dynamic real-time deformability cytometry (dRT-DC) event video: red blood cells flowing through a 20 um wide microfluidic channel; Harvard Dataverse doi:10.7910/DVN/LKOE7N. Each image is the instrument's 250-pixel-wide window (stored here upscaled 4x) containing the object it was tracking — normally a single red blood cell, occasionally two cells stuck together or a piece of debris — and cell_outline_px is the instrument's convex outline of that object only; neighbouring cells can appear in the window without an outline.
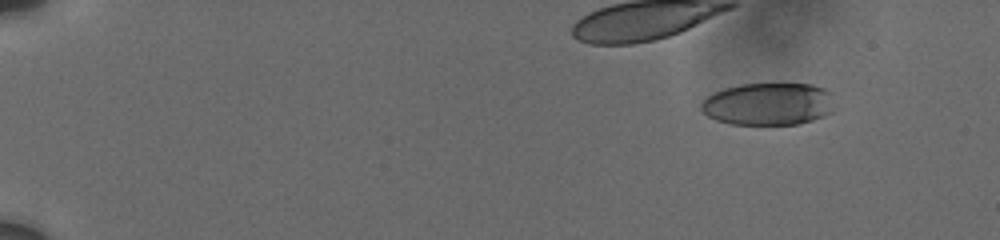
{"species": "human", "species_latin": "Homo sapiens", "temperature_condition": "cold", "stored_images_in_passage": 68, "camera_frame_rate_fps": 3000, "um_per_image_px": 0.085, "donor": {"sex": "male"}, "frame": {"image": 1, "passage_image": 1, "time_ms": 0.0, "image_size_px": [1000, 240], "cell_outline_px": [[840, 108], [824, 116], [812, 120], [796, 124], [732, 124], [716, 120], [708, 116], [700, 108], [700, 104], [712, 92], [724, 88], [740, 84], [776, 80], [812, 84], [824, 88], [832, 92]], "centroid_in_image_um": [65.42, 8.78], "position_along_channel_um": 19.6, "area_um2": 34.68}}
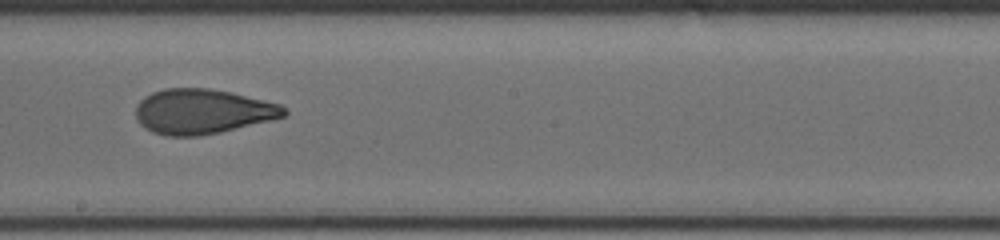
{"frame": {"image": 2, "passage_image": 46, "time_ms": 9.667, "image_size_px": [1000, 240], "cell_outline_px": [[288, 112], [284, 116], [272, 120], [220, 132], [196, 136], [168, 136], [152, 132], [144, 128], [140, 124], [136, 116], [136, 108], [140, 100], [144, 96], [152, 92], [164, 88], [208, 88], [232, 92], [280, 104], [288, 108]], "centroid_in_image_um": [17.21, 9.47], "position_along_channel_um": 231.0, "area_um2": 38.96}}
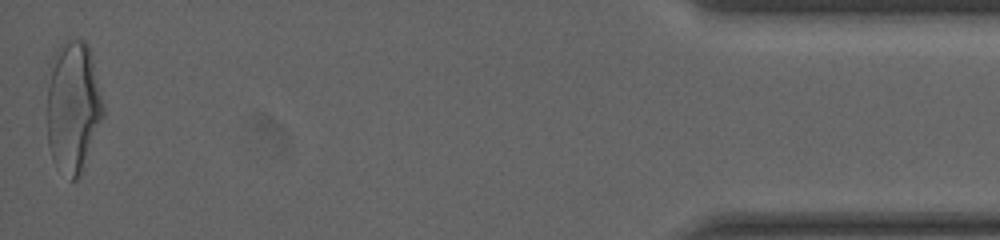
{"frame": {"image": 3, "passage_image": 68, "time_ms": 17.0, "image_size_px": [1000, 240], "cell_outline_px": [[104, 116], [80, 172], [76, 180], [72, 180], [52, 160], [48, 144], [48, 64], [56, 48], [60, 44], [68, 40], [84, 40], [88, 44], [104, 108]], "centroid_in_image_um": [6.18, 9.01], "position_along_channel_um": 429.0, "area_um2": 42.6}, "authors_computed_cell_mechanics": {"area_um2": 37.7723, "velocity_mm_per_s": 3.7183, "shape_relaxation_time_tau1_ms": 6.7078, "shape_relaxation_time_tau2_ms": 1.4475, "deformation_change_tau1": 0.1931, "deformation_change_tau2": 0.0871}}